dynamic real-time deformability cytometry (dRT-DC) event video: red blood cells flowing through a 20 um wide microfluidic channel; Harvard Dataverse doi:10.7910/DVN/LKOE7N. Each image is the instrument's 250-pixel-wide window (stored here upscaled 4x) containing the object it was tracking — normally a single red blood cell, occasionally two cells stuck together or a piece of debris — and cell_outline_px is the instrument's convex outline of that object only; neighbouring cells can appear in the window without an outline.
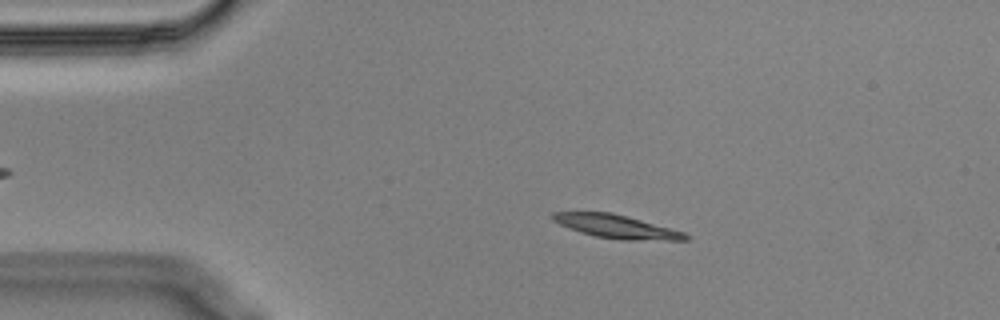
{"species": "Egyptian fruit bat (a non-hibernating species)", "species_latin": "Rousettus aegyptiacus", "temperature_condition": "cold", "stored_images_in_passage": 55, "segment_of_instrument_passage": [1, 2], "camera_frame_rate_fps": 3000, "um_per_image_px": 0.085, "animal": {"sex": "male"}, "frame": {"image": 1, "passage_image": 10, "time_ms": 3.0, "image_size_px": [1000, 320], "cell_outline_px": [[688, 240], [620, 240], [596, 236], [580, 232], [568, 228], [552, 220], [552, 212], [612, 212], [684, 232], [688, 236]], "centroid_in_image_um": [52.37, 19.26], "position_along_channel_um": 32.6, "area_um2": 17.92}}
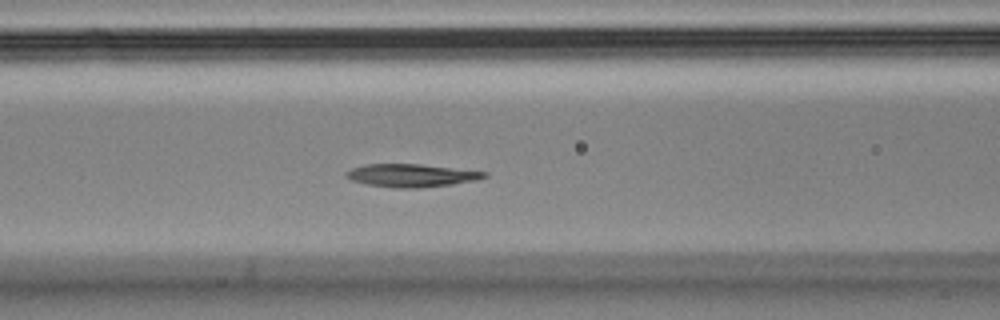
{"frame": {"image": 2, "passage_image": 22, "time_ms": 7.0, "image_size_px": [1000, 320], "cell_outline_px": [[488, 176], [476, 180], [452, 184], [420, 188], [392, 188], [368, 184], [352, 180], [344, 176], [344, 172], [352, 168], [368, 164], [420, 164], [488, 172]], "centroid_in_image_um": [34.96, 14.91], "position_along_channel_um": 131.6, "area_um2": 18.44}}
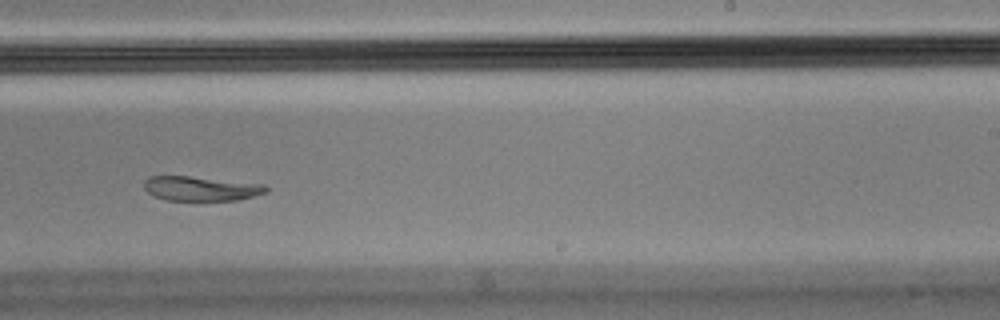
{"frame": {"image": 3, "passage_image": 34, "time_ms": 11.0, "image_size_px": [1000, 320], "cell_outline_px": [[268, 192], [236, 200], [164, 200], [152, 196], [144, 188], [144, 180], [148, 176], [188, 176], [264, 184], [268, 188]], "centroid_in_image_um": [17.03, 16.02], "position_along_channel_um": 272.0, "area_um2": 17.4}}